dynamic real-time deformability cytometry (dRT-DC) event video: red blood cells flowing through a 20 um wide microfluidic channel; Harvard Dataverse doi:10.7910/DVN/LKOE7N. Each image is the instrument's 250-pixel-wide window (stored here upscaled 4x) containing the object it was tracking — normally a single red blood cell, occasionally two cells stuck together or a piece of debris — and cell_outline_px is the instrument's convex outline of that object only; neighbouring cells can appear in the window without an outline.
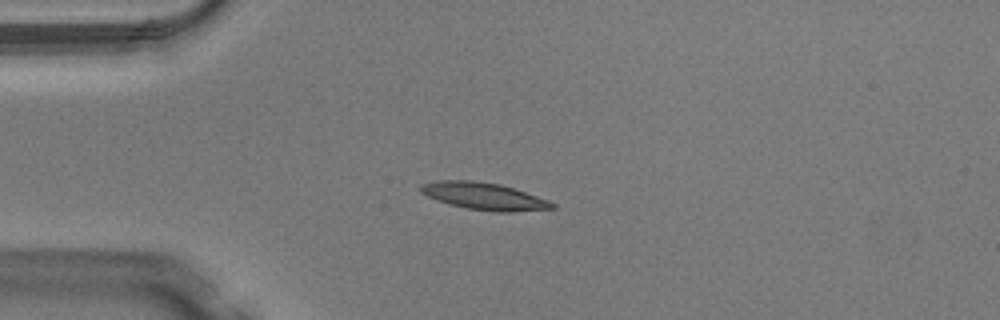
{"species": "Egyptian fruit bat (a non-hibernating species)", "species_latin": "Rousettus aegyptiacus", "temperature_condition": "warm", "stored_images_in_passage": 37, "camera_frame_rate_fps": 3000, "um_per_image_px": 0.085, "animal": {"sex": "male"}, "frame": {"image": 1, "passage_image": 1, "time_ms": 0.0, "image_size_px": [1000, 320], "cell_outline_px": [[556, 208], [508, 212], [496, 212], [468, 208], [436, 200], [420, 192], [420, 184], [436, 180], [472, 180], [500, 184], [548, 200], [556, 204]], "centroid_in_image_um": [41.12, 16.67], "position_along_channel_um": 43.9, "area_um2": 20.58}}
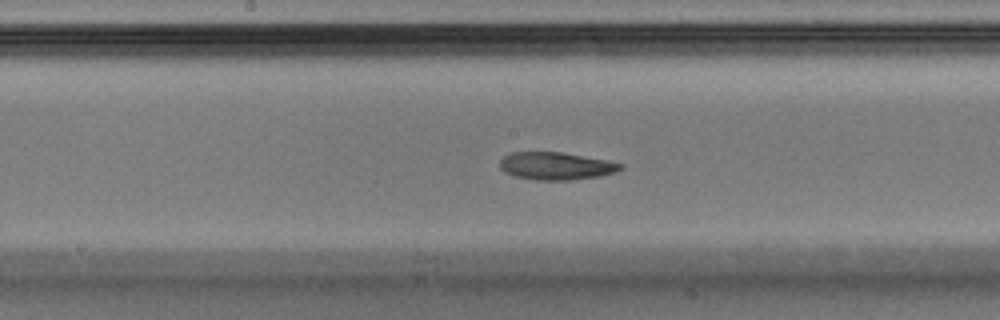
{"frame": {"image": 2, "passage_image": 14, "time_ms": 4.333, "image_size_px": [1000, 320], "cell_outline_px": [[624, 168], [616, 172], [600, 176], [572, 180], [536, 180], [516, 176], [504, 172], [500, 168], [500, 160], [504, 156], [512, 152], [560, 152], [608, 160], [620, 164]], "centroid_in_image_um": [47.26, 14.11], "position_along_channel_um": 200.9, "area_um2": 19.36}}
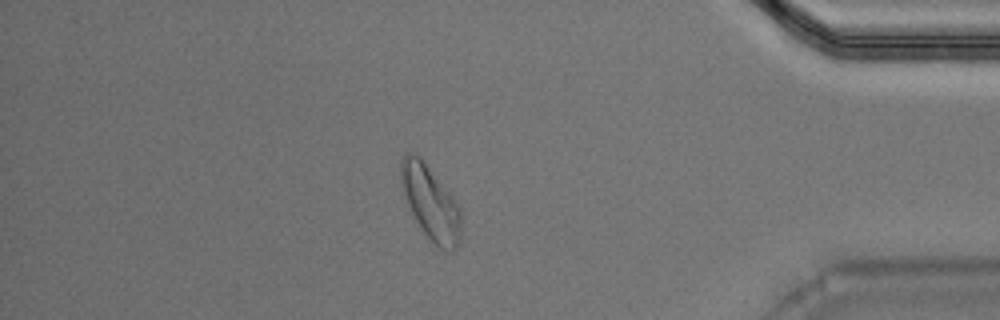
{"frame": {"image": 3, "passage_image": 31, "time_ms": 10.0, "image_size_px": [1000, 320], "cell_outline_px": [[460, 240], [456, 248], [452, 252], [448, 252], [440, 248], [420, 228], [408, 212], [400, 184], [400, 160], [408, 152], [412, 152], [420, 156], [452, 196], [460, 208]], "centroid_in_image_um": [36.54, 17.23], "position_along_channel_um": 398.7, "area_um2": 26.24}, "authors_computed_cell_mechanics": {"area_um2": 19.9988, "velocity_mm_per_s": 4.0967, "shape_relaxation_time_tau1_ms": null, "shape_relaxation_time_tau2_ms": 11.0679, "deformation_change_tau1": null, "deformation_change_tau2": 0.1944}}